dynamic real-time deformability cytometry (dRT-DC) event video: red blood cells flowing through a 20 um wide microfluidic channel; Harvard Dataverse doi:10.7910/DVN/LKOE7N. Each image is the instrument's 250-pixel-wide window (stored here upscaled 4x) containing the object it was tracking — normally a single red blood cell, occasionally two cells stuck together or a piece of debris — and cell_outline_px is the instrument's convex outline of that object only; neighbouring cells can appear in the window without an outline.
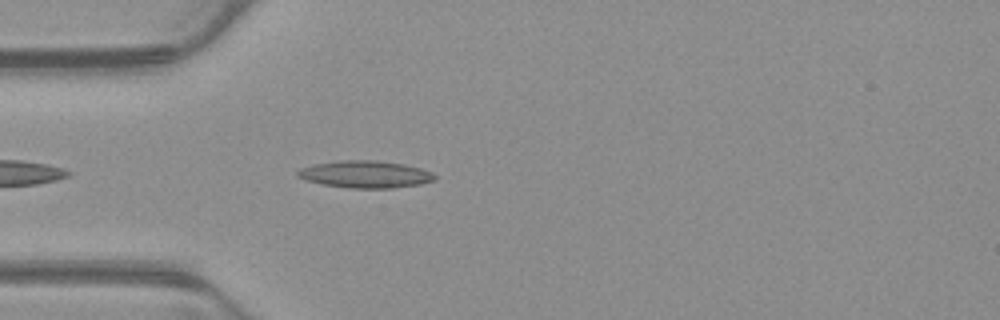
{"species": "common noctule bat (a hibernating species)", "species_latin": "Nyctalus noctula", "temperature_condition": "warm", "stored_images_in_passage": 40, "camera_frame_rate_fps": 3000, "um_per_image_px": 0.085, "animal": {"sex": "male", "body_mass_g": 23.1, "forearm_length_mm": 52.7}, "frame": {"image": 1, "passage_image": 4, "time_ms": 1.0, "image_size_px": [1000, 320], "cell_outline_px": [[436, 180], [420, 184], [392, 188], [348, 188], [324, 184], [304, 180], [296, 176], [296, 172], [300, 168], [316, 164], [336, 160], [376, 160], [404, 164], [420, 168], [432, 172], [436, 176]], "centroid_in_image_um": [31.05, 14.81], "position_along_channel_um": 54.0, "area_um2": 21.79}}
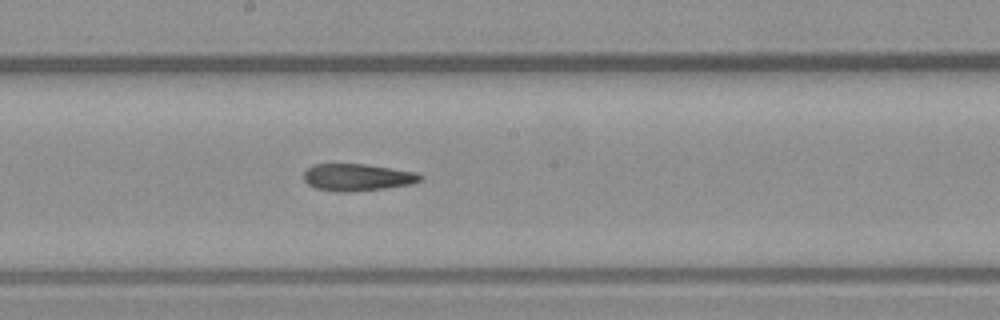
{"frame": {"image": 2, "passage_image": 17, "time_ms": 5.333, "image_size_px": [1000, 320], "cell_outline_px": [[424, 180], [412, 184], [384, 188], [344, 192], [336, 192], [316, 188], [308, 184], [304, 180], [304, 172], [312, 164], [368, 164], [416, 172], [424, 176]], "centroid_in_image_um": [30.4, 15.06], "position_along_channel_um": 217.8, "area_um2": 18.5}}
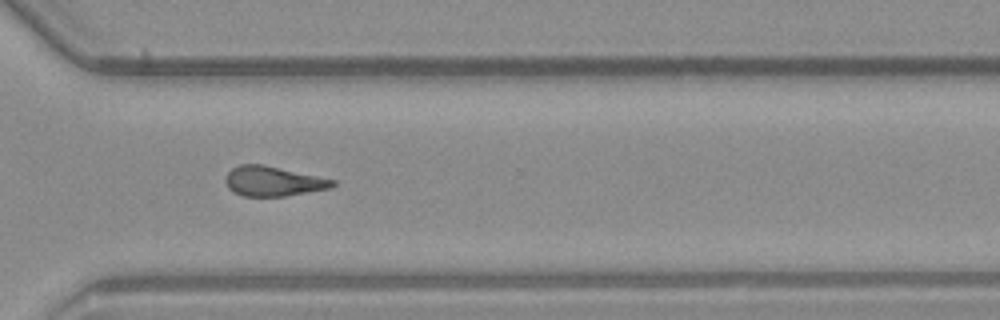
{"frame": {"image": 3, "passage_image": 27, "time_ms": 8.667, "image_size_px": [1000, 320], "cell_outline_px": [[336, 184], [332, 188], [284, 196], [244, 196], [232, 192], [228, 188], [224, 180], [224, 176], [232, 168], [240, 164], [264, 164], [336, 180]], "centroid_in_image_um": [23.19, 15.4], "position_along_channel_um": 347.4, "area_um2": 18.79}, "authors_computed_cell_mechanics": {"area_um2": 18.785, "velocity_mm_per_s": 3.8997, "shape_relaxation_time_tau1_ms": null, "shape_relaxation_time_tau2_ms": 8.1187, "deformation_change_tau1": null, "deformation_change_tau2": 0.1999}}